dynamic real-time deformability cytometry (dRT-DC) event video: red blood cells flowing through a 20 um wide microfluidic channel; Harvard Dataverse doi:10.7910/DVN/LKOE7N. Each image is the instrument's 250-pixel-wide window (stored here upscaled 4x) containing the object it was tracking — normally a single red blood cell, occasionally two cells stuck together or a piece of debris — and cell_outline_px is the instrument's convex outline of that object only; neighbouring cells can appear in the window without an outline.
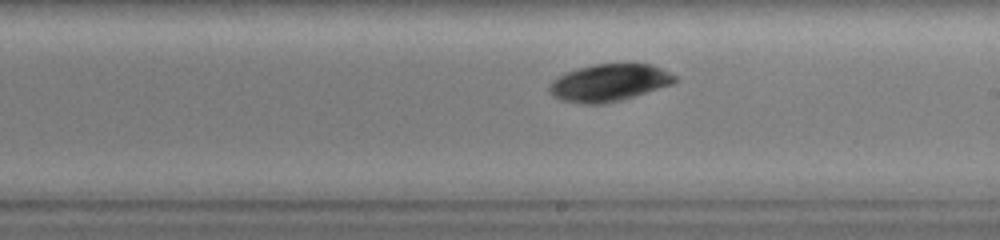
{"species": "common noctule bat (a hibernating species)", "species_latin": "Nyctalus noctula", "temperature_condition": "warm", "stored_images_in_passage": 30, "camera_frame_rate_fps": 3000, "um_per_image_px": 0.085, "animal": {"sex": "female", "body_mass_g": 19.0, "forearm_length_mm": 51.5}, "frame": {"image": 1, "passage_image": 16, "time_ms": 5.0, "image_size_px": [1000, 240], "cell_outline_px": [[676, 80], [672, 84], [620, 100], [604, 104], [584, 104], [560, 100], [552, 96], [548, 92], [548, 88], [552, 80], [568, 72], [592, 64], [624, 60], [652, 64], [676, 76]], "centroid_in_image_um": [51.77, 6.98], "position_along_channel_um": 237.2, "area_um2": 27.8}}
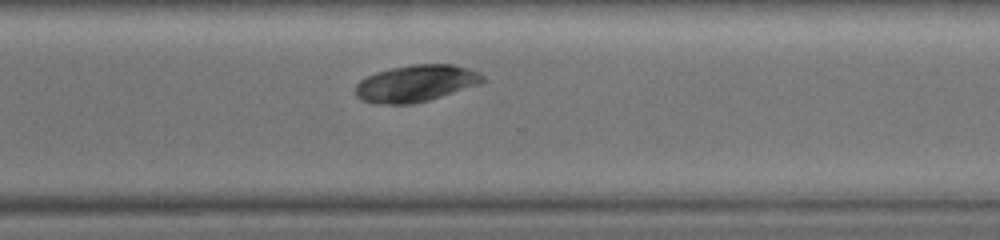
{"frame": {"image": 2, "passage_image": 23, "time_ms": 7.333, "image_size_px": [1000, 240], "cell_outline_px": [[484, 80], [480, 84], [428, 100], [412, 104], [376, 104], [360, 100], [356, 96], [356, 84], [360, 80], [376, 72], [392, 68], [412, 64], [452, 64], [468, 68], [480, 72], [484, 76]], "centroid_in_image_um": [35.34, 7.09], "position_along_channel_um": 335.3, "area_um2": 27.28}}
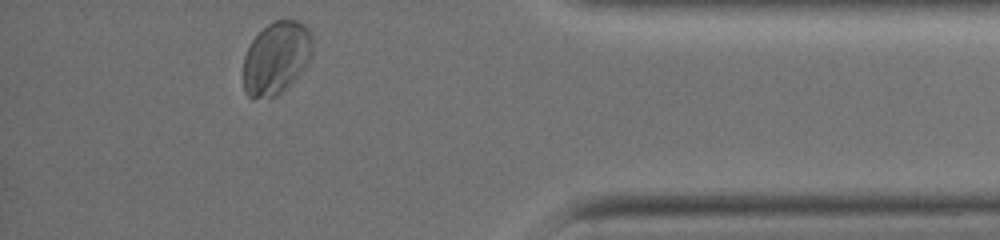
{"frame": {"image": 3, "passage_image": 30, "time_ms": 9.667, "image_size_px": [1000, 240], "cell_outline_px": [[312, 52], [308, 60], [300, 72], [276, 96], [252, 100], [244, 92], [244, 56], [252, 40], [268, 24], [276, 20], [296, 20], [304, 24], [312, 32]], "centroid_in_image_um": [23.46, 4.92], "position_along_channel_um": 411.7, "area_um2": 29.02}, "authors_computed_cell_mechanics": {"area_um2": 27.455, "velocity_mm_per_s": 4.1762, "shape_relaxation_time_tau1_ms": 1.0412, "shape_relaxation_time_tau2_ms": 2.754, "deformation_change_tau1": 0.0462, "deformation_change_tau2": 0.023}}